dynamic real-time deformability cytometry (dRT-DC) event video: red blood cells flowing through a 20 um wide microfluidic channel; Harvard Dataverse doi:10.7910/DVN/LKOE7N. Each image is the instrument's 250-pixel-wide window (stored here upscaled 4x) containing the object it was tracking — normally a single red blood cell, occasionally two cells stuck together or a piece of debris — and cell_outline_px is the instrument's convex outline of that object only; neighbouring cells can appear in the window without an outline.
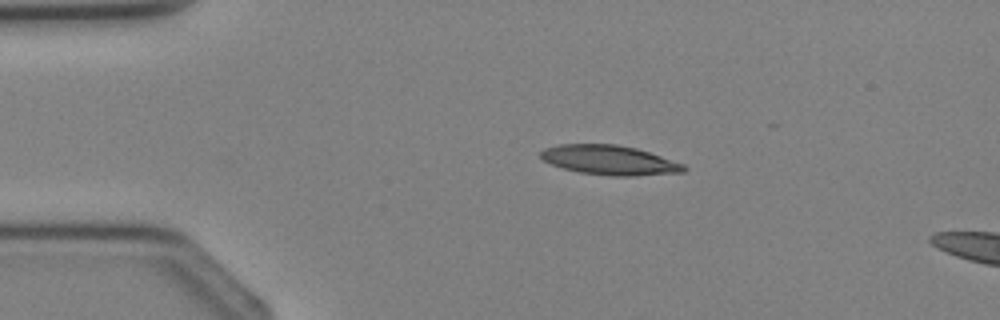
{"species": "Egyptian fruit bat (a non-hibernating species)", "species_latin": "Rousettus aegyptiacus", "temperature_condition": "cold", "stored_images_in_passage": 5, "segment_of_instrument_passage": [1, 2], "camera_frame_rate_fps": 3000, "um_per_image_px": 0.085, "animal": {"sex": "female"}, "frame": {"image": 1, "passage_image": 3, "time_ms": 2.333, "image_size_px": [1000, 320], "cell_outline_px": [[688, 168], [684, 172], [632, 176], [612, 176], [580, 172], [564, 168], [552, 164], [544, 160], [540, 156], [540, 152], [544, 148], [560, 144], [616, 144], [636, 148], [684, 164]], "centroid_in_image_um": [51.81, 13.61], "position_along_channel_um": 33.2, "area_um2": 24.45}}